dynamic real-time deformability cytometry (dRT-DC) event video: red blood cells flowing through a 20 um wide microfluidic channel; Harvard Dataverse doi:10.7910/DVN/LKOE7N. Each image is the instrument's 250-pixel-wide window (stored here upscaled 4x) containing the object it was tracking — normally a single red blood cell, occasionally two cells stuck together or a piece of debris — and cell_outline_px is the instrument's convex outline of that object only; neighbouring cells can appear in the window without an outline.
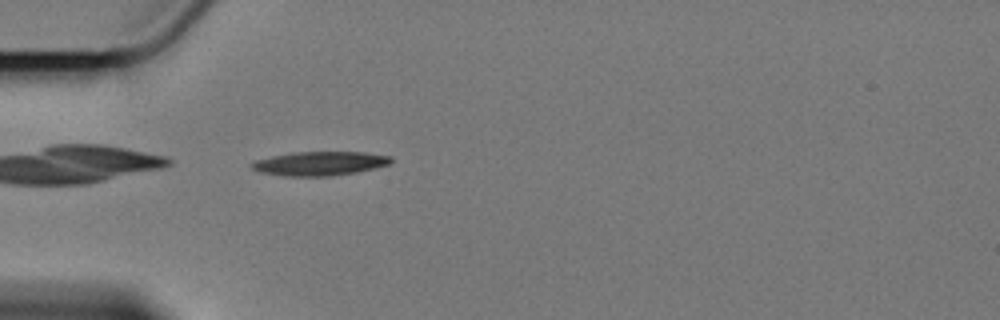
{"species": "Egyptian fruit bat (a non-hibernating species)", "species_latin": "Rousettus aegyptiacus", "temperature_condition": "cold", "stored_images_in_passage": 42, "camera_frame_rate_fps": 3000, "um_per_image_px": 0.085, "animal": {"sex": "female"}, "frame": {"image": 1, "passage_image": 1, "time_ms": 0.0, "image_size_px": [1000, 320], "cell_outline_px": [[392, 160], [388, 164], [356, 172], [332, 176], [284, 176], [260, 172], [252, 168], [248, 164], [252, 160], [292, 152], [364, 152], [392, 156]], "centroid_in_image_um": [27.11, 13.89], "position_along_channel_um": 57.9, "area_um2": 19.54}}
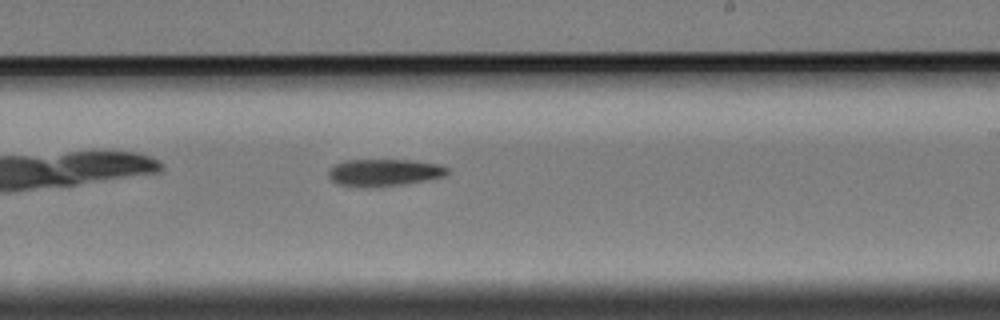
{"frame": {"image": 2, "passage_image": 19, "time_ms": 6.0, "image_size_px": [1000, 320], "cell_outline_px": [[448, 172], [444, 176], [424, 180], [400, 184], [340, 184], [332, 180], [328, 176], [328, 168], [344, 160], [412, 160], [440, 164], [448, 168]], "centroid_in_image_um": [32.68, 14.6], "position_along_channel_um": 256.3, "area_um2": 17.8}}
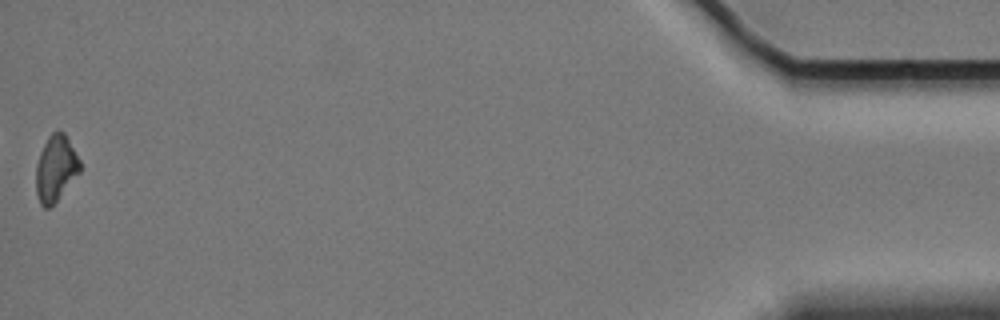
{"frame": {"image": 3, "passage_image": 42, "time_ms": 13.667, "image_size_px": [1000, 320], "cell_outline_px": [[80, 172], [56, 200], [48, 208], [44, 208], [40, 204], [36, 192], [36, 164], [40, 152], [48, 136], [52, 132], [64, 132], [80, 160]], "centroid_in_image_um": [4.72, 14.31], "position_along_channel_um": 430.5, "area_um2": 16.65}, "authors_computed_cell_mechanics": {"area_um2": 18.6116, "velocity_mm_per_s": 3.4131, "shape_relaxation_time_tau1_ms": 6.6959, "shape_relaxation_time_tau2_ms": null, "deformation_change_tau1": 0.135, "deformation_change_tau2": null}}